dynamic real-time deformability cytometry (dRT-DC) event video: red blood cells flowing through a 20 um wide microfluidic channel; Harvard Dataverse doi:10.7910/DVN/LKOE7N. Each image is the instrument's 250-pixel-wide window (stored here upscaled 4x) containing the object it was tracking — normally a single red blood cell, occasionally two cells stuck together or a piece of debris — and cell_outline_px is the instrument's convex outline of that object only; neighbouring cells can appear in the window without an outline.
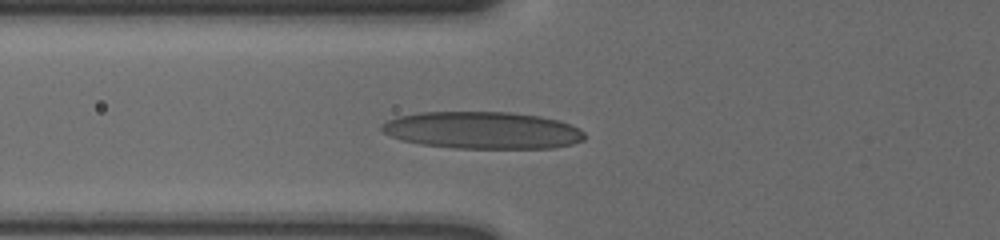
{"species": "human", "species_latin": "Homo sapiens", "temperature_condition": "cold", "stored_images_in_passage": 37, "camera_frame_rate_fps": 3000, "um_per_image_px": 0.085, "donor": {"sex": "male"}, "frame": {"image": 1, "passage_image": 2, "time_ms": 0.333, "image_size_px": [1000, 240], "cell_outline_px": [[584, 140], [572, 144], [552, 148], [456, 148], [420, 144], [404, 140], [392, 136], [384, 132], [380, 128], [380, 124], [396, 116], [420, 112], [512, 112], [540, 116], [572, 124], [580, 128], [584, 132]], "centroid_in_image_um": [41.02, 11.06], "position_along_channel_um": 84.8, "area_um2": 43.99}}
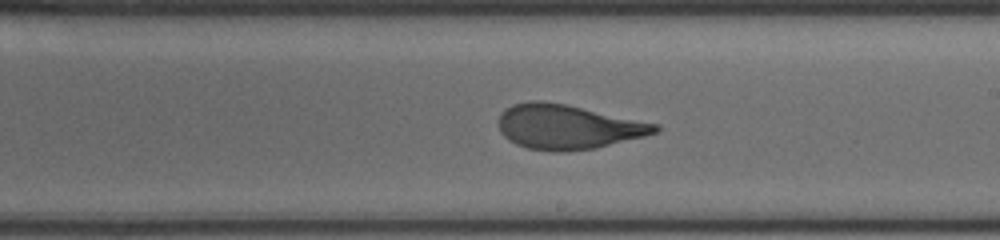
{"frame": {"image": 2, "passage_image": 15, "time_ms": 4.667, "image_size_px": [1000, 240], "cell_outline_px": [[660, 128], [656, 132], [644, 136], [596, 148], [568, 152], [552, 152], [528, 148], [516, 144], [508, 140], [500, 132], [500, 112], [512, 104], [532, 100], [540, 100], [564, 104], [660, 124]], "centroid_in_image_um": [48.24, 10.79], "position_along_channel_um": 240.8, "area_um2": 40.63}}
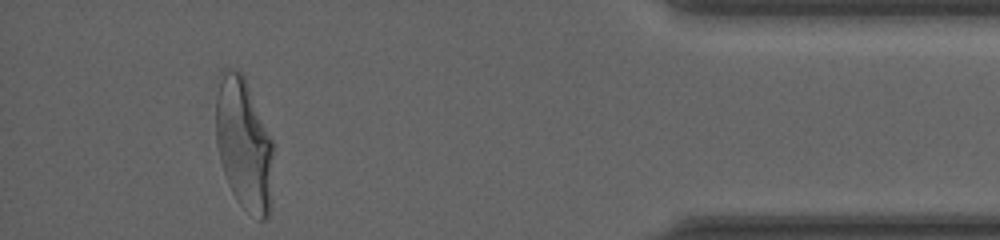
{"frame": {"image": 3, "passage_image": 33, "time_ms": 10.667, "image_size_px": [1000, 240], "cell_outline_px": [[276, 144], [268, 216], [264, 220], [260, 220], [244, 208], [236, 200], [228, 184], [220, 160], [216, 140], [216, 96], [220, 72], [224, 68], [232, 68], [240, 72], [244, 76]], "centroid_in_image_um": [20.76, 12.22], "position_along_channel_um": 414.4, "area_um2": 44.97}, "authors_computed_cell_mechanics": {"area_um2": 40.749, "velocity_mm_per_s": 3.5739, "shape_relaxation_time_tau1_ms": 4.8643, "shape_relaxation_time_tau2_ms": 0.989, "deformation_change_tau1": 0.2146, "deformation_change_tau2": 0.0955}}